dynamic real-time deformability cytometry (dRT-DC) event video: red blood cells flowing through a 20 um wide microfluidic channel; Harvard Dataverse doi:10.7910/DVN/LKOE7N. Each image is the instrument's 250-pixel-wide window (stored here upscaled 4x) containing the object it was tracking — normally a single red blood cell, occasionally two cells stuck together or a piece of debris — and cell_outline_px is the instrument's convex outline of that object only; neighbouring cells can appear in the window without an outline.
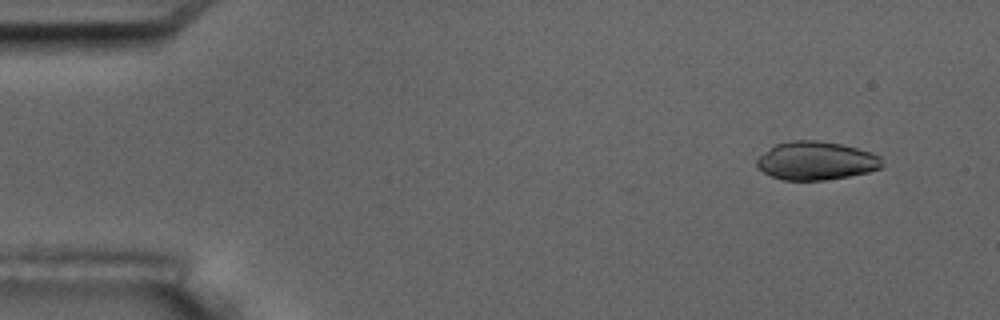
{"species": "common noctule bat (a hibernating species)", "species_latin": "Nyctalus noctula", "temperature_condition": "room temperature", "stored_images_in_passage": 3, "camera_frame_rate_fps": 3000, "um_per_image_px": 0.085, "animal": {"sex": "male", "body_mass_g": 17.5, "forearm_length_mm": 52.3}, "frame": {"image": 1, "passage_image": 1, "time_ms": 0.0, "image_size_px": [1000, 320], "cell_outline_px": [[880, 168], [868, 172], [848, 176], [824, 180], [784, 180], [772, 176], [756, 168], [756, 160], [764, 152], [776, 144], [792, 140], [816, 140], [840, 144], [872, 152], [880, 156]], "centroid_in_image_um": [69.33, 13.66], "position_along_channel_um": 15.7, "area_um2": 27.8}}